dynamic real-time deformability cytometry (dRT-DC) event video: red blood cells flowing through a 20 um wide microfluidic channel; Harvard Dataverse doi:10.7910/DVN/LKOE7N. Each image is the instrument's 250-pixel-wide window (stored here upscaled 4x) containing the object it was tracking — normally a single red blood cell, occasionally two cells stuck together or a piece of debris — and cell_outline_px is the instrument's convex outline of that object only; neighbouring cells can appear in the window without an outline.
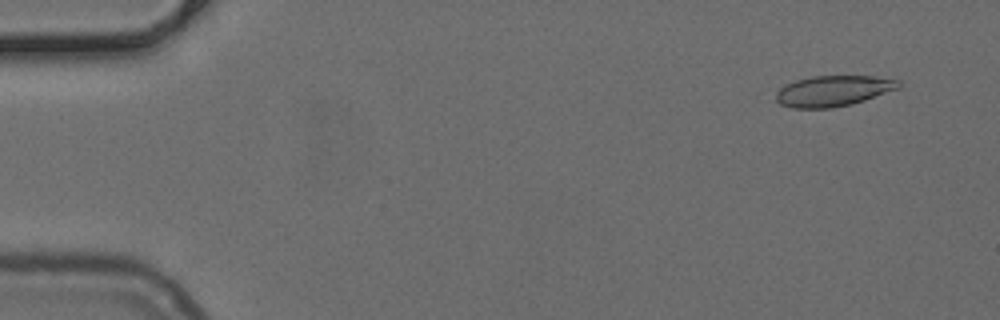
{"species": "common noctule bat (a hibernating species)", "species_latin": "Nyctalus noctula", "temperature_condition": "cold", "stored_images_in_passage": 41, "camera_frame_rate_fps": 3000, "um_per_image_px": 0.085, "animal": {"sex": "female", "body_mass_g": 24.6, "forearm_length_mm": 56.2}, "frame": {"image": 1, "passage_image": 4, "time_ms": 1.0, "image_size_px": [1000, 320], "cell_outline_px": [[904, 84], [900, 88], [852, 104], [832, 108], [792, 108], [780, 104], [776, 100], [776, 92], [780, 88], [796, 80], [812, 76], [876, 76], [900, 80]], "centroid_in_image_um": [70.87, 7.72], "position_along_channel_um": 14.1, "area_um2": 22.08}}
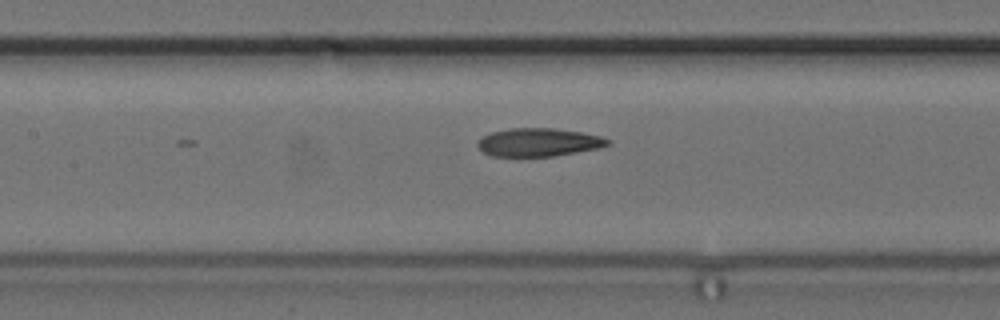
{"frame": {"image": 2, "passage_image": 24, "time_ms": 7.667, "image_size_px": [1000, 320], "cell_outline_px": [[612, 144], [600, 148], [552, 156], [492, 156], [484, 152], [476, 144], [484, 136], [492, 132], [508, 128], [552, 128], [580, 132], [600, 136], [608, 140]], "centroid_in_image_um": [45.79, 12.09], "position_along_channel_um": 161.6, "area_um2": 21.15}}
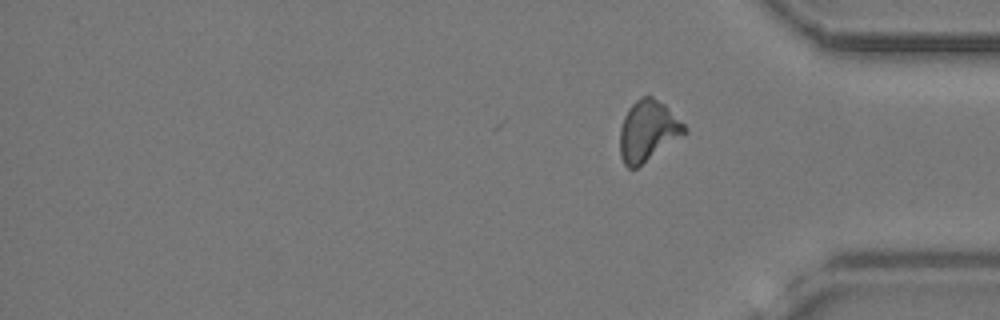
{"frame": {"image": 3, "passage_image": 41, "time_ms": 13.333, "image_size_px": [1000, 320], "cell_outline_px": [[688, 132], [636, 168], [628, 168], [624, 164], [620, 156], [620, 128], [624, 116], [628, 108], [636, 100], [644, 96], [652, 96], [664, 104], [688, 128]], "centroid_in_image_um": [55.06, 11.12], "position_along_channel_um": 380.1, "area_um2": 22.72}}